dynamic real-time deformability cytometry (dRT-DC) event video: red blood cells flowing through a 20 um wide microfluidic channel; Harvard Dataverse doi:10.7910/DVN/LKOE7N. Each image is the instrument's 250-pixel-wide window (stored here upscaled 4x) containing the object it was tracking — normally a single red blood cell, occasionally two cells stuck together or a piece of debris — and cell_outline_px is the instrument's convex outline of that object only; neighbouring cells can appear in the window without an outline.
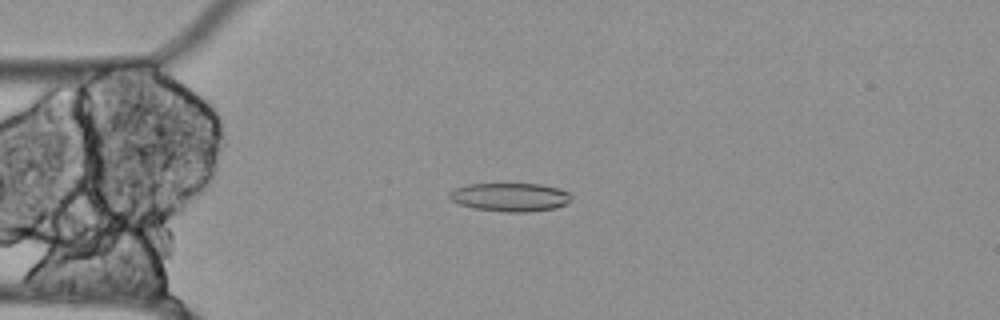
{"species": "Egyptian fruit bat (a non-hibernating species)", "species_latin": "Rousettus aegyptiacus", "temperature_condition": "cold", "stored_images_in_passage": 49, "camera_frame_rate_fps": 3000, "um_per_image_px": 0.085, "animal": {"sex": "female"}, "frame": {"image": 1, "passage_image": 7, "time_ms": 2.0, "image_size_px": [1000, 320], "cell_outline_px": [[572, 200], [568, 204], [556, 208], [528, 212], [504, 212], [476, 208], [460, 204], [452, 200], [448, 196], [448, 192], [452, 188], [468, 184], [540, 184], [560, 188], [572, 192]], "centroid_in_image_um": [43.42, 16.75], "position_along_channel_um": 41.6, "area_um2": 20.58}}
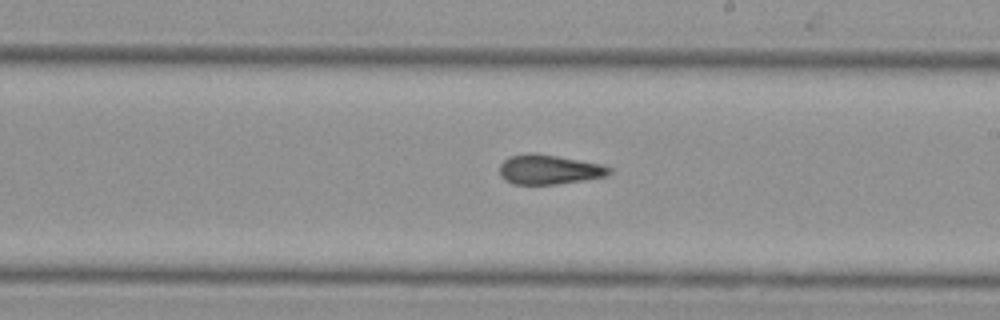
{"frame": {"image": 2, "passage_image": 25, "time_ms": 8.0, "image_size_px": [1000, 320], "cell_outline_px": [[612, 172], [608, 176], [584, 180], [556, 184], [512, 184], [504, 180], [500, 176], [500, 164], [508, 156], [528, 152], [532, 152], [604, 164], [612, 168]], "centroid_in_image_um": [46.68, 14.4], "position_along_channel_um": 242.3, "area_um2": 19.19}}
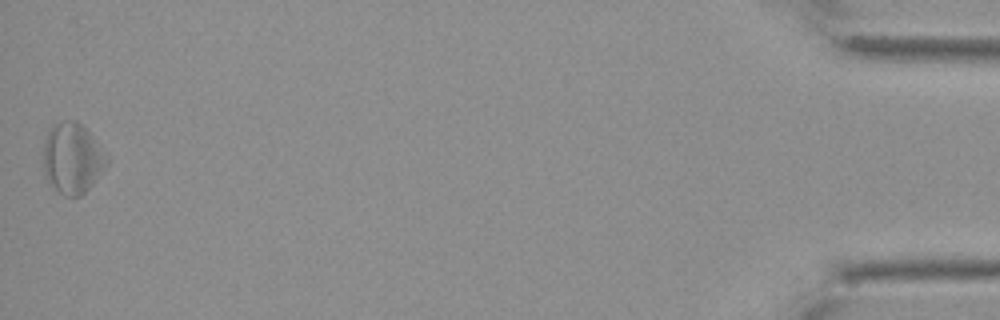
{"frame": {"image": 3, "passage_image": 49, "time_ms": 16.0, "image_size_px": [1000, 320], "cell_outline_px": [[108, 164], [92, 184], [80, 196], [64, 196], [52, 188], [44, 176], [44, 144], [48, 132], [52, 124], [68, 120], [76, 120], [88, 132], [108, 160]], "centroid_in_image_um": [6.1, 13.49], "position_along_channel_um": 429.1, "area_um2": 25.66}, "authors_computed_cell_mechanics": {"area_um2": 20.5768, "velocity_mm_per_s": 3.501, "shape_relaxation_time_tau1_ms": null, "shape_relaxation_time_tau2_ms": 9.4436, "deformation_change_tau1": null, "deformation_change_tau2": 0.1881}}